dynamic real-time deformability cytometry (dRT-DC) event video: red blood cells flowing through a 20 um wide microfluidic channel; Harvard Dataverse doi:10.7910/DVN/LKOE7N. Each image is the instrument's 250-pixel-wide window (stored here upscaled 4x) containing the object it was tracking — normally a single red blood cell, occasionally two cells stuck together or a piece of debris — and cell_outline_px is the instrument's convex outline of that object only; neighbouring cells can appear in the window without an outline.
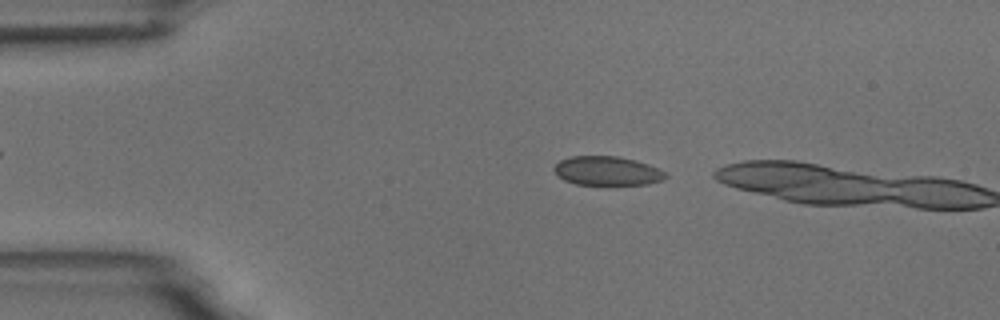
{"species": "common noctule bat (a hibernating species)", "species_latin": "Nyctalus noctula", "temperature_condition": "room temperature", "stored_images_in_passage": 2, "camera_frame_rate_fps": 3000, "um_per_image_px": 0.085, "animal": {"sex": "male", "body_mass_g": 18.8}, "frame": {"image": 1, "passage_image": 1, "time_ms": 0.0, "image_size_px": [1000, 320], "cell_outline_px": [[668, 176], [664, 180], [648, 184], [612, 188], [608, 188], [576, 184], [564, 180], [552, 168], [560, 160], [572, 156], [620, 156], [636, 160], [648, 164], [664, 172]], "centroid_in_image_um": [51.64, 14.58], "position_along_channel_um": 33.4, "area_um2": 19.83}}